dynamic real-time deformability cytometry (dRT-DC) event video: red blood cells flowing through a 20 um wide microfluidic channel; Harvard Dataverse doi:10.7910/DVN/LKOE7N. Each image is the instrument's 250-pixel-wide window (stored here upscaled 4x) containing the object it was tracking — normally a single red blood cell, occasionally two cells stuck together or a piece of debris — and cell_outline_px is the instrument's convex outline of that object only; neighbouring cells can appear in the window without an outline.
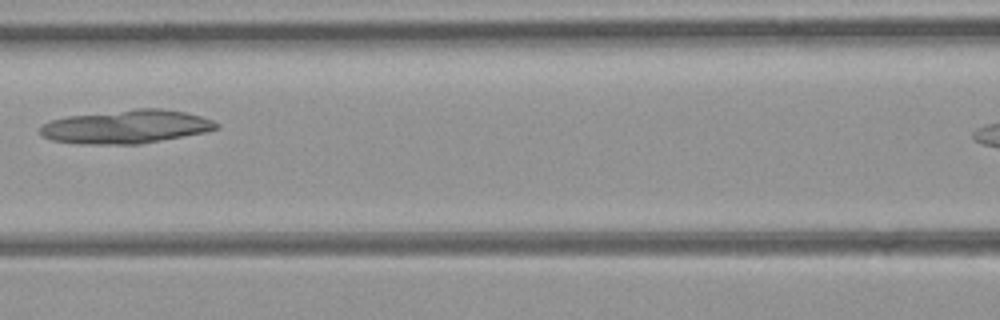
{"species": "common noctule bat (a hibernating species)", "species_latin": "Nyctalus noctula", "temperature_condition": "room temperature", "stored_images_in_passage": 4, "segment_of_instrument_passage": [1, 2], "camera_frame_rate_fps": 3000, "um_per_image_px": 0.085, "animal": {"sex": "female", "body_mass_g": 21.9}, "frame": {"image": 1, "passage_image": 3, "time_ms": 0.667, "image_size_px": [1000, 320], "cell_outline_px": [[220, 128], [204, 132], [140, 144], [80, 144], [52, 140], [44, 136], [40, 132], [40, 128], [44, 124], [52, 120], [68, 116], [136, 108], [160, 108], [184, 112], [200, 116], [212, 120], [220, 124]], "centroid_in_image_um": [10.75, 10.77], "position_along_channel_um": 155.9, "area_um2": 34.22}}